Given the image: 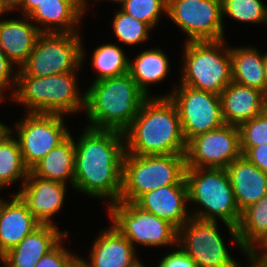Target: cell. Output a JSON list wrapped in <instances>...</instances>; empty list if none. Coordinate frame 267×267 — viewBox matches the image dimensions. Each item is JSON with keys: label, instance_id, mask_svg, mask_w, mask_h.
Masks as SVG:
<instances>
[{"label": "cell", "instance_id": "cell-1", "mask_svg": "<svg viewBox=\"0 0 267 267\" xmlns=\"http://www.w3.org/2000/svg\"><path fill=\"white\" fill-rule=\"evenodd\" d=\"M75 142L74 189L96 199L119 201L122 191L124 133L86 127Z\"/></svg>", "mask_w": 267, "mask_h": 267}, {"label": "cell", "instance_id": "cell-2", "mask_svg": "<svg viewBox=\"0 0 267 267\" xmlns=\"http://www.w3.org/2000/svg\"><path fill=\"white\" fill-rule=\"evenodd\" d=\"M126 152L135 155L185 154L180 118L169 97L147 98L124 132Z\"/></svg>", "mask_w": 267, "mask_h": 267}, {"label": "cell", "instance_id": "cell-3", "mask_svg": "<svg viewBox=\"0 0 267 267\" xmlns=\"http://www.w3.org/2000/svg\"><path fill=\"white\" fill-rule=\"evenodd\" d=\"M146 99L129 73L92 82L85 91L87 127L124 133Z\"/></svg>", "mask_w": 267, "mask_h": 267}, {"label": "cell", "instance_id": "cell-4", "mask_svg": "<svg viewBox=\"0 0 267 267\" xmlns=\"http://www.w3.org/2000/svg\"><path fill=\"white\" fill-rule=\"evenodd\" d=\"M189 202L200 207L190 212L191 217L217 221L221 220L232 236L235 245L245 256L237 231L241 219L230 178L223 168H186Z\"/></svg>", "mask_w": 267, "mask_h": 267}, {"label": "cell", "instance_id": "cell-5", "mask_svg": "<svg viewBox=\"0 0 267 267\" xmlns=\"http://www.w3.org/2000/svg\"><path fill=\"white\" fill-rule=\"evenodd\" d=\"M77 75L72 71L45 77L17 76L12 101L23 105L26 113L75 115L85 110V92L79 91Z\"/></svg>", "mask_w": 267, "mask_h": 267}, {"label": "cell", "instance_id": "cell-6", "mask_svg": "<svg viewBox=\"0 0 267 267\" xmlns=\"http://www.w3.org/2000/svg\"><path fill=\"white\" fill-rule=\"evenodd\" d=\"M185 154L135 155L123 158L119 201L135 203L143 194L163 186L185 184Z\"/></svg>", "mask_w": 267, "mask_h": 267}, {"label": "cell", "instance_id": "cell-7", "mask_svg": "<svg viewBox=\"0 0 267 267\" xmlns=\"http://www.w3.org/2000/svg\"><path fill=\"white\" fill-rule=\"evenodd\" d=\"M226 41L184 42L180 84L220 96L232 82L230 47Z\"/></svg>", "mask_w": 267, "mask_h": 267}, {"label": "cell", "instance_id": "cell-8", "mask_svg": "<svg viewBox=\"0 0 267 267\" xmlns=\"http://www.w3.org/2000/svg\"><path fill=\"white\" fill-rule=\"evenodd\" d=\"M85 51L79 33H41L17 76L45 77L78 71Z\"/></svg>", "mask_w": 267, "mask_h": 267}, {"label": "cell", "instance_id": "cell-9", "mask_svg": "<svg viewBox=\"0 0 267 267\" xmlns=\"http://www.w3.org/2000/svg\"><path fill=\"white\" fill-rule=\"evenodd\" d=\"M112 225L132 244L151 247L178 245V229L170 222L142 210L135 203L118 201L107 205Z\"/></svg>", "mask_w": 267, "mask_h": 267}, {"label": "cell", "instance_id": "cell-10", "mask_svg": "<svg viewBox=\"0 0 267 267\" xmlns=\"http://www.w3.org/2000/svg\"><path fill=\"white\" fill-rule=\"evenodd\" d=\"M168 93L158 97H169L175 104L186 142L225 124L219 95L181 84Z\"/></svg>", "mask_w": 267, "mask_h": 267}, {"label": "cell", "instance_id": "cell-11", "mask_svg": "<svg viewBox=\"0 0 267 267\" xmlns=\"http://www.w3.org/2000/svg\"><path fill=\"white\" fill-rule=\"evenodd\" d=\"M64 117L59 114L27 113L25 118L16 121L13 130L9 128L17 134L22 159L29 170L71 134Z\"/></svg>", "mask_w": 267, "mask_h": 267}, {"label": "cell", "instance_id": "cell-12", "mask_svg": "<svg viewBox=\"0 0 267 267\" xmlns=\"http://www.w3.org/2000/svg\"><path fill=\"white\" fill-rule=\"evenodd\" d=\"M178 245L198 267H242L227 250L217 221L190 217L178 229Z\"/></svg>", "mask_w": 267, "mask_h": 267}, {"label": "cell", "instance_id": "cell-13", "mask_svg": "<svg viewBox=\"0 0 267 267\" xmlns=\"http://www.w3.org/2000/svg\"><path fill=\"white\" fill-rule=\"evenodd\" d=\"M167 17L187 34V42L225 39L222 0H167Z\"/></svg>", "mask_w": 267, "mask_h": 267}, {"label": "cell", "instance_id": "cell-14", "mask_svg": "<svg viewBox=\"0 0 267 267\" xmlns=\"http://www.w3.org/2000/svg\"><path fill=\"white\" fill-rule=\"evenodd\" d=\"M187 168L226 169L242 156L240 130L238 126H223L196 135L187 142Z\"/></svg>", "mask_w": 267, "mask_h": 267}, {"label": "cell", "instance_id": "cell-15", "mask_svg": "<svg viewBox=\"0 0 267 267\" xmlns=\"http://www.w3.org/2000/svg\"><path fill=\"white\" fill-rule=\"evenodd\" d=\"M67 185L34 176L30 171L16 194L41 223L54 225L52 217L63 208Z\"/></svg>", "mask_w": 267, "mask_h": 267}, {"label": "cell", "instance_id": "cell-16", "mask_svg": "<svg viewBox=\"0 0 267 267\" xmlns=\"http://www.w3.org/2000/svg\"><path fill=\"white\" fill-rule=\"evenodd\" d=\"M189 202L188 186L176 184L160 187L143 194L135 204L142 210L164 219L177 229L191 217L187 208Z\"/></svg>", "mask_w": 267, "mask_h": 267}, {"label": "cell", "instance_id": "cell-17", "mask_svg": "<svg viewBox=\"0 0 267 267\" xmlns=\"http://www.w3.org/2000/svg\"><path fill=\"white\" fill-rule=\"evenodd\" d=\"M85 13L84 0H43L28 17L41 33H80Z\"/></svg>", "mask_w": 267, "mask_h": 267}, {"label": "cell", "instance_id": "cell-18", "mask_svg": "<svg viewBox=\"0 0 267 267\" xmlns=\"http://www.w3.org/2000/svg\"><path fill=\"white\" fill-rule=\"evenodd\" d=\"M69 236L68 230L60 231L57 225L41 224L12 249L2 255L8 267H35L37 262L61 240Z\"/></svg>", "mask_w": 267, "mask_h": 267}, {"label": "cell", "instance_id": "cell-19", "mask_svg": "<svg viewBox=\"0 0 267 267\" xmlns=\"http://www.w3.org/2000/svg\"><path fill=\"white\" fill-rule=\"evenodd\" d=\"M225 124L240 126L267 108V96L260 90L231 82L220 95Z\"/></svg>", "mask_w": 267, "mask_h": 267}, {"label": "cell", "instance_id": "cell-20", "mask_svg": "<svg viewBox=\"0 0 267 267\" xmlns=\"http://www.w3.org/2000/svg\"><path fill=\"white\" fill-rule=\"evenodd\" d=\"M11 196V201L0 197L1 256L41 225L16 193Z\"/></svg>", "mask_w": 267, "mask_h": 267}, {"label": "cell", "instance_id": "cell-21", "mask_svg": "<svg viewBox=\"0 0 267 267\" xmlns=\"http://www.w3.org/2000/svg\"><path fill=\"white\" fill-rule=\"evenodd\" d=\"M240 213L267 194V174L243 155L226 168Z\"/></svg>", "mask_w": 267, "mask_h": 267}, {"label": "cell", "instance_id": "cell-22", "mask_svg": "<svg viewBox=\"0 0 267 267\" xmlns=\"http://www.w3.org/2000/svg\"><path fill=\"white\" fill-rule=\"evenodd\" d=\"M25 19V20H24ZM28 16L0 20V49L18 69L27 61L41 34Z\"/></svg>", "mask_w": 267, "mask_h": 267}, {"label": "cell", "instance_id": "cell-23", "mask_svg": "<svg viewBox=\"0 0 267 267\" xmlns=\"http://www.w3.org/2000/svg\"><path fill=\"white\" fill-rule=\"evenodd\" d=\"M86 261L88 267H127L136 256V249L113 225L99 233Z\"/></svg>", "mask_w": 267, "mask_h": 267}, {"label": "cell", "instance_id": "cell-24", "mask_svg": "<svg viewBox=\"0 0 267 267\" xmlns=\"http://www.w3.org/2000/svg\"><path fill=\"white\" fill-rule=\"evenodd\" d=\"M75 168V144L71 134L40 161H38L29 171L34 175L44 179L58 181L67 185L70 182L74 186Z\"/></svg>", "mask_w": 267, "mask_h": 267}, {"label": "cell", "instance_id": "cell-25", "mask_svg": "<svg viewBox=\"0 0 267 267\" xmlns=\"http://www.w3.org/2000/svg\"><path fill=\"white\" fill-rule=\"evenodd\" d=\"M232 81L262 91L267 96L263 54L256 47H231Z\"/></svg>", "mask_w": 267, "mask_h": 267}, {"label": "cell", "instance_id": "cell-26", "mask_svg": "<svg viewBox=\"0 0 267 267\" xmlns=\"http://www.w3.org/2000/svg\"><path fill=\"white\" fill-rule=\"evenodd\" d=\"M169 70L170 61L160 48L144 50L129 60V74L147 98L154 97L150 95L149 85L163 81Z\"/></svg>", "mask_w": 267, "mask_h": 267}, {"label": "cell", "instance_id": "cell-27", "mask_svg": "<svg viewBox=\"0 0 267 267\" xmlns=\"http://www.w3.org/2000/svg\"><path fill=\"white\" fill-rule=\"evenodd\" d=\"M237 231L247 253L267 243V194L241 213Z\"/></svg>", "mask_w": 267, "mask_h": 267}, {"label": "cell", "instance_id": "cell-28", "mask_svg": "<svg viewBox=\"0 0 267 267\" xmlns=\"http://www.w3.org/2000/svg\"><path fill=\"white\" fill-rule=\"evenodd\" d=\"M28 173L19 142L9 130L0 138V191L18 180L22 181V186Z\"/></svg>", "mask_w": 267, "mask_h": 267}, {"label": "cell", "instance_id": "cell-29", "mask_svg": "<svg viewBox=\"0 0 267 267\" xmlns=\"http://www.w3.org/2000/svg\"><path fill=\"white\" fill-rule=\"evenodd\" d=\"M129 60L121 46L113 43L100 45L95 48L91 60V66L98 72L93 81L98 82L129 73Z\"/></svg>", "mask_w": 267, "mask_h": 267}, {"label": "cell", "instance_id": "cell-30", "mask_svg": "<svg viewBox=\"0 0 267 267\" xmlns=\"http://www.w3.org/2000/svg\"><path fill=\"white\" fill-rule=\"evenodd\" d=\"M222 16L246 24H267V6L263 0H222Z\"/></svg>", "mask_w": 267, "mask_h": 267}, {"label": "cell", "instance_id": "cell-31", "mask_svg": "<svg viewBox=\"0 0 267 267\" xmlns=\"http://www.w3.org/2000/svg\"><path fill=\"white\" fill-rule=\"evenodd\" d=\"M112 22L116 37L120 42L130 46L144 43L149 39L152 30L148 24L133 18L121 9L116 11Z\"/></svg>", "mask_w": 267, "mask_h": 267}, {"label": "cell", "instance_id": "cell-32", "mask_svg": "<svg viewBox=\"0 0 267 267\" xmlns=\"http://www.w3.org/2000/svg\"><path fill=\"white\" fill-rule=\"evenodd\" d=\"M120 9L153 29L158 25L161 14L167 15V0H126Z\"/></svg>", "mask_w": 267, "mask_h": 267}, {"label": "cell", "instance_id": "cell-33", "mask_svg": "<svg viewBox=\"0 0 267 267\" xmlns=\"http://www.w3.org/2000/svg\"><path fill=\"white\" fill-rule=\"evenodd\" d=\"M241 147L267 144V108L239 126Z\"/></svg>", "mask_w": 267, "mask_h": 267}, {"label": "cell", "instance_id": "cell-34", "mask_svg": "<svg viewBox=\"0 0 267 267\" xmlns=\"http://www.w3.org/2000/svg\"><path fill=\"white\" fill-rule=\"evenodd\" d=\"M15 66L4 54V51L0 49V102L5 101L4 92L6 89H15L18 69L14 73Z\"/></svg>", "mask_w": 267, "mask_h": 267}, {"label": "cell", "instance_id": "cell-35", "mask_svg": "<svg viewBox=\"0 0 267 267\" xmlns=\"http://www.w3.org/2000/svg\"><path fill=\"white\" fill-rule=\"evenodd\" d=\"M62 240L48 253H46L35 265V267H65L66 264L76 255L67 251ZM62 244V245H61Z\"/></svg>", "mask_w": 267, "mask_h": 267}, {"label": "cell", "instance_id": "cell-36", "mask_svg": "<svg viewBox=\"0 0 267 267\" xmlns=\"http://www.w3.org/2000/svg\"><path fill=\"white\" fill-rule=\"evenodd\" d=\"M175 249V251L165 255L161 261L158 262L157 267H198L179 245H177Z\"/></svg>", "mask_w": 267, "mask_h": 267}, {"label": "cell", "instance_id": "cell-37", "mask_svg": "<svg viewBox=\"0 0 267 267\" xmlns=\"http://www.w3.org/2000/svg\"><path fill=\"white\" fill-rule=\"evenodd\" d=\"M241 151L249 162L267 174V144L255 147H241Z\"/></svg>", "mask_w": 267, "mask_h": 267}, {"label": "cell", "instance_id": "cell-38", "mask_svg": "<svg viewBox=\"0 0 267 267\" xmlns=\"http://www.w3.org/2000/svg\"><path fill=\"white\" fill-rule=\"evenodd\" d=\"M43 0H22L21 8L22 15L28 16Z\"/></svg>", "mask_w": 267, "mask_h": 267}, {"label": "cell", "instance_id": "cell-39", "mask_svg": "<svg viewBox=\"0 0 267 267\" xmlns=\"http://www.w3.org/2000/svg\"><path fill=\"white\" fill-rule=\"evenodd\" d=\"M2 5L6 8L8 13L16 8H21V2L22 0H0Z\"/></svg>", "mask_w": 267, "mask_h": 267}, {"label": "cell", "instance_id": "cell-40", "mask_svg": "<svg viewBox=\"0 0 267 267\" xmlns=\"http://www.w3.org/2000/svg\"><path fill=\"white\" fill-rule=\"evenodd\" d=\"M253 253L267 266V243L259 246Z\"/></svg>", "mask_w": 267, "mask_h": 267}, {"label": "cell", "instance_id": "cell-41", "mask_svg": "<svg viewBox=\"0 0 267 267\" xmlns=\"http://www.w3.org/2000/svg\"><path fill=\"white\" fill-rule=\"evenodd\" d=\"M65 267H88L86 260L79 256H74Z\"/></svg>", "mask_w": 267, "mask_h": 267}, {"label": "cell", "instance_id": "cell-42", "mask_svg": "<svg viewBox=\"0 0 267 267\" xmlns=\"http://www.w3.org/2000/svg\"><path fill=\"white\" fill-rule=\"evenodd\" d=\"M246 257L249 259L250 267H267L253 252L248 253Z\"/></svg>", "mask_w": 267, "mask_h": 267}, {"label": "cell", "instance_id": "cell-43", "mask_svg": "<svg viewBox=\"0 0 267 267\" xmlns=\"http://www.w3.org/2000/svg\"><path fill=\"white\" fill-rule=\"evenodd\" d=\"M127 267H145V266L137 257Z\"/></svg>", "mask_w": 267, "mask_h": 267}, {"label": "cell", "instance_id": "cell-44", "mask_svg": "<svg viewBox=\"0 0 267 267\" xmlns=\"http://www.w3.org/2000/svg\"><path fill=\"white\" fill-rule=\"evenodd\" d=\"M10 126L8 127L6 124L0 122V138L9 131Z\"/></svg>", "mask_w": 267, "mask_h": 267}, {"label": "cell", "instance_id": "cell-45", "mask_svg": "<svg viewBox=\"0 0 267 267\" xmlns=\"http://www.w3.org/2000/svg\"><path fill=\"white\" fill-rule=\"evenodd\" d=\"M87 1L88 0H84V11H87L88 10L87 8H89V6H88L89 3ZM95 1H99V0H95ZM111 1H113L114 3H117L118 2V3H120V6H121L126 0H111Z\"/></svg>", "mask_w": 267, "mask_h": 267}, {"label": "cell", "instance_id": "cell-46", "mask_svg": "<svg viewBox=\"0 0 267 267\" xmlns=\"http://www.w3.org/2000/svg\"><path fill=\"white\" fill-rule=\"evenodd\" d=\"M263 65H264V73H265L266 84H267V52L263 54Z\"/></svg>", "mask_w": 267, "mask_h": 267}, {"label": "cell", "instance_id": "cell-47", "mask_svg": "<svg viewBox=\"0 0 267 267\" xmlns=\"http://www.w3.org/2000/svg\"><path fill=\"white\" fill-rule=\"evenodd\" d=\"M7 12L8 11L6 10V8L2 5V3L0 1V17H1L2 14H6Z\"/></svg>", "mask_w": 267, "mask_h": 267}, {"label": "cell", "instance_id": "cell-48", "mask_svg": "<svg viewBox=\"0 0 267 267\" xmlns=\"http://www.w3.org/2000/svg\"><path fill=\"white\" fill-rule=\"evenodd\" d=\"M0 263L3 264V267H8L4 262L0 260Z\"/></svg>", "mask_w": 267, "mask_h": 267}]
</instances>
